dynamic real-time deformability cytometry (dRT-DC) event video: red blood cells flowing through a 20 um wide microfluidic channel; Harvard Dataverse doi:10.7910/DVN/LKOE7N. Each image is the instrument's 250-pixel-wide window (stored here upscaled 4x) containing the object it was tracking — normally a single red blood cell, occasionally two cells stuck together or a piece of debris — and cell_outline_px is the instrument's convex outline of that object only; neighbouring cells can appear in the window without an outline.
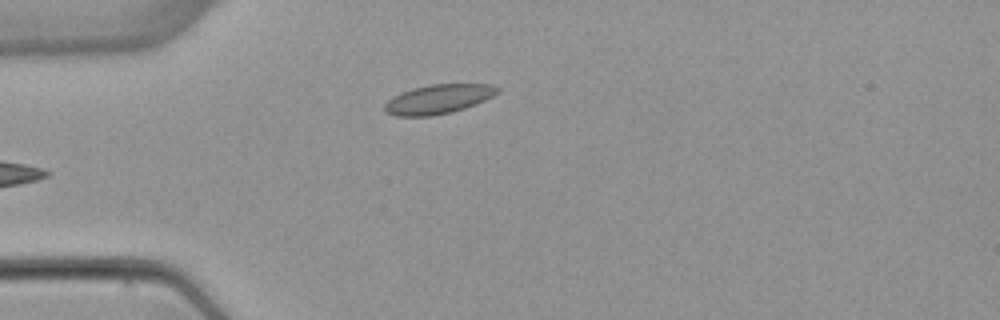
{"species": "common noctule bat (a hibernating species)", "species_latin": "Nyctalus noctula", "temperature_condition": "warm", "stored_images_in_passage": 5, "camera_frame_rate_fps": 3000, "um_per_image_px": 0.085, "animal": {"sex": "female", "body_mass_g": 22.7, "forearm_length_mm": 54.2}, "frame": {"image": 1, "passage_image": 5, "time_ms": 5.0, "image_size_px": [1000, 320], "cell_outline_px": [[500, 92], [476, 104], [452, 112], [432, 116], [396, 116], [384, 112], [384, 104], [392, 96], [412, 88], [428, 84], [496, 84], [500, 88]], "centroid_in_image_um": [37.26, 8.42], "position_along_channel_um": 47.7, "area_um2": 19.48}}